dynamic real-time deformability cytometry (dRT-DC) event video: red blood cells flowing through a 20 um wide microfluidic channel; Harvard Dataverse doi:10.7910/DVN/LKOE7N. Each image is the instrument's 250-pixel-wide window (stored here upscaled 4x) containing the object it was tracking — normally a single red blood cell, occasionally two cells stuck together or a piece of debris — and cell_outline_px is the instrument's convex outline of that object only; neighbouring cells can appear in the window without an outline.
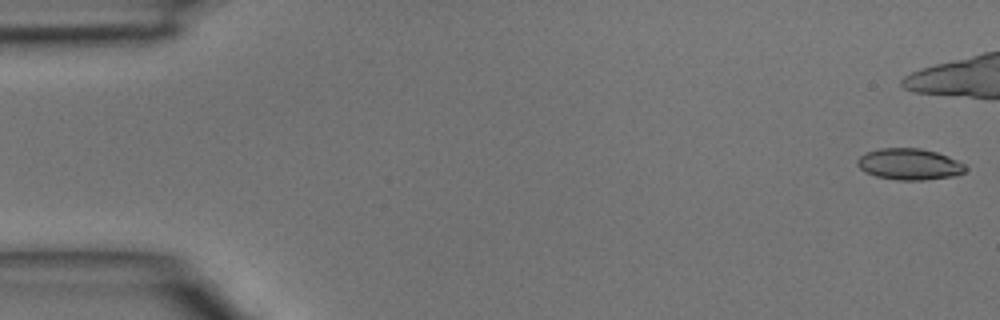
{"species": "common noctule bat (a hibernating species)", "species_latin": "Nyctalus noctula", "temperature_condition": "room temperature", "stored_images_in_passage": 36, "camera_frame_rate_fps": 3000, "um_per_image_px": 0.085, "animal": {"sex": "male", "body_mass_g": 15.6}, "frame": {"image": 1, "passage_image": 1, "time_ms": 0.0, "image_size_px": [1000, 320], "cell_outline_px": [[968, 168], [964, 172], [956, 176], [924, 180], [900, 180], [876, 176], [864, 172], [856, 164], [856, 160], [860, 156], [868, 152], [880, 148], [920, 148], [936, 152], [948, 156], [964, 164]], "centroid_in_image_um": [77.3, 13.96], "position_along_channel_um": 7.7, "area_um2": 19.77}}
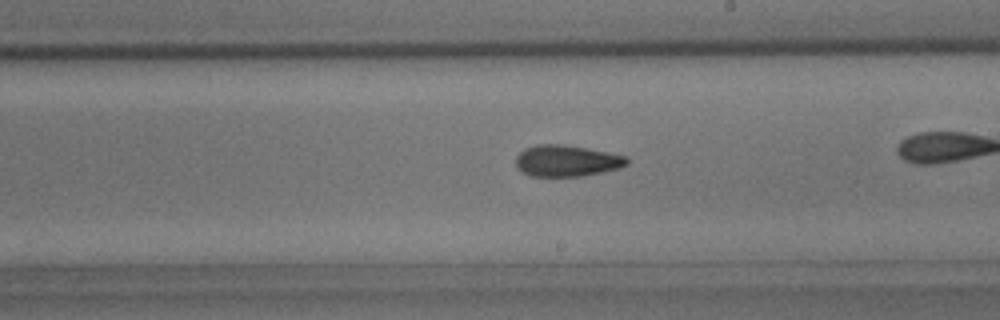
{"frame": {"image": 2, "passage_image": 26, "time_ms": 8.333, "image_size_px": [1000, 320], "cell_outline_px": [[628, 164], [620, 168], [584, 176], [532, 176], [520, 172], [516, 168], [516, 156], [524, 148], [536, 144], [564, 144], [608, 152], [628, 156]], "centroid_in_image_um": [48.16, 13.66], "position_along_channel_um": 240.8, "area_um2": 20.58}}